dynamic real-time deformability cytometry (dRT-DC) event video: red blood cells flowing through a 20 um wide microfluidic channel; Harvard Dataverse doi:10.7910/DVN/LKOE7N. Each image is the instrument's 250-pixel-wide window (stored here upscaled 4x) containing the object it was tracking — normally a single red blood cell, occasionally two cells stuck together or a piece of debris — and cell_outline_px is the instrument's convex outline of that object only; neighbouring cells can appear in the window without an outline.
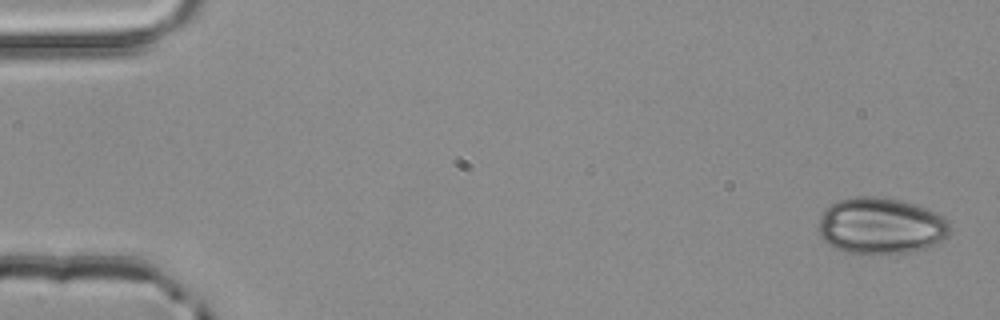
{"species": "common noctule bat (a hibernating species)", "species_latin": "Nyctalus noctula", "temperature_condition": "room temperature", "stored_images_in_passage": 4, "camera_frame_rate_fps": 3000, "um_per_image_px": 0.085, "animal": {"sex": "male", "body_mass_g": 20.4}, "frame": {"image": 1, "passage_image": 1, "time_ms": 0.0, "image_size_px": [1000, 320], "cell_outline_px": [[952, 232], [944, 240], [924, 248], [912, 252], [868, 256], [860, 256], [844, 252], [828, 244], [820, 236], [816, 228], [820, 216], [824, 208], [840, 200], [856, 196], [876, 196], [900, 200], [928, 208], [944, 216], [948, 220], [952, 228]], "centroid_in_image_um": [74.87, 19.23], "position_along_channel_um": 10.1, "area_um2": 44.51}}
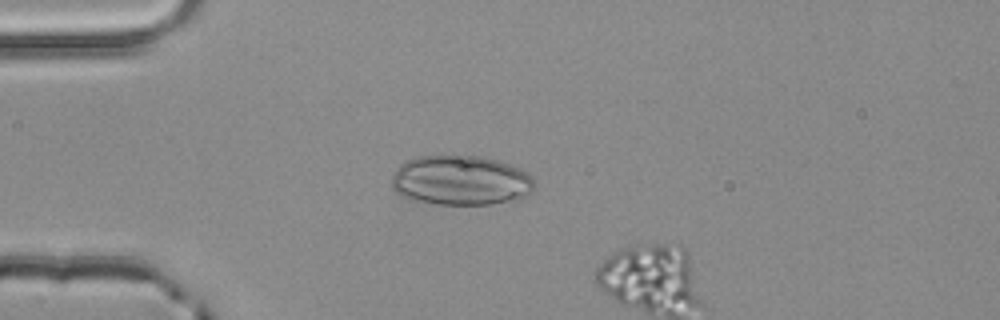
{"frame": {"image": 2, "passage_image": 3, "time_ms": 0.667, "image_size_px": [1000, 320], "cell_outline_px": [[536, 184], [532, 192], [516, 200], [492, 204], [436, 204], [412, 200], [396, 192], [392, 188], [392, 176], [396, 168], [404, 160], [416, 156], [452, 152], [464, 152], [496, 160], [520, 168], [528, 172], [532, 176]], "centroid_in_image_um": [39.15, 15.28], "position_along_channel_um": 45.9, "area_um2": 42.89}}